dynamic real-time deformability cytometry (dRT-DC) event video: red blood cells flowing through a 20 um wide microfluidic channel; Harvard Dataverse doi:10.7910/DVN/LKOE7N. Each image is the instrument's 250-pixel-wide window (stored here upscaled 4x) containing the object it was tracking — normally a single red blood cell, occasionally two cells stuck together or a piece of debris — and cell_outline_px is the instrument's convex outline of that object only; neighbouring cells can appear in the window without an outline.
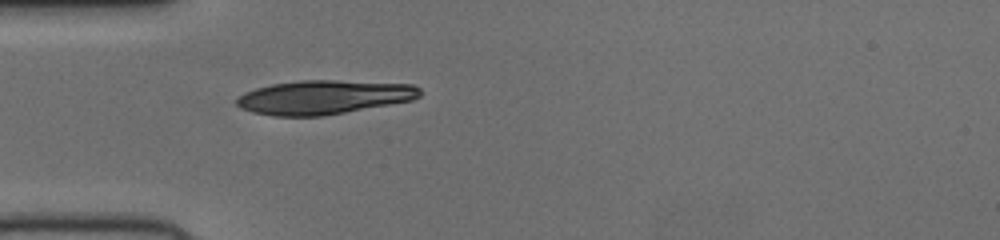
{"species": "human", "species_latin": "Homo sapiens", "temperature_condition": "cold", "stored_images_in_passage": 37, "camera_frame_rate_fps": 3000, "um_per_image_px": 0.085, "donor": {"sex": "female"}, "frame": {"image": 1, "passage_image": 1, "time_ms": 0.0, "image_size_px": [1000, 240], "cell_outline_px": [[420, 96], [412, 100], [324, 116], [272, 116], [252, 112], [240, 108], [236, 104], [236, 100], [244, 92], [256, 88], [272, 84], [300, 80], [336, 80], [412, 84], [420, 88]], "centroid_in_image_um": [27.5, 8.26], "position_along_channel_um": 57.5, "area_um2": 36.3}}
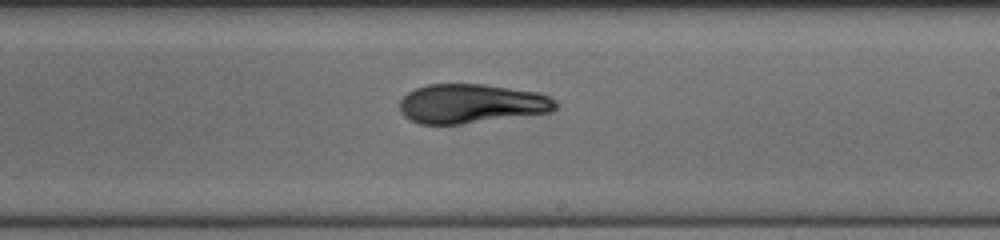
{"frame": {"image": 2, "passage_image": 16, "time_ms": 5.0, "image_size_px": [1000, 240], "cell_outline_px": [[556, 108], [552, 112], [460, 124], [420, 124], [404, 116], [400, 112], [400, 100], [408, 92], [416, 88], [428, 84], [484, 84], [536, 92], [548, 96], [556, 100]], "centroid_in_image_um": [40.05, 8.81], "position_along_channel_um": 248.9, "area_um2": 35.55}}
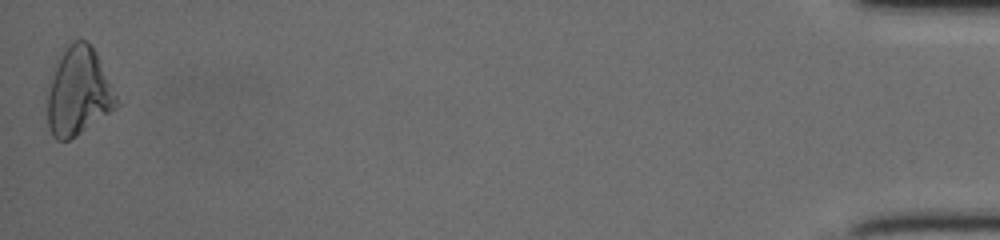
{"frame": {"image": 3, "passage_image": 37, "time_ms": 12.0, "image_size_px": [1000, 240], "cell_outline_px": [[120, 104], [116, 108], [76, 136], [68, 140], [56, 140], [52, 136], [48, 128], [48, 84], [56, 60], [64, 44], [72, 40], [84, 40], [96, 52]], "centroid_in_image_um": [6.63, 7.77], "position_along_channel_um": 428.6, "area_um2": 35.66}}